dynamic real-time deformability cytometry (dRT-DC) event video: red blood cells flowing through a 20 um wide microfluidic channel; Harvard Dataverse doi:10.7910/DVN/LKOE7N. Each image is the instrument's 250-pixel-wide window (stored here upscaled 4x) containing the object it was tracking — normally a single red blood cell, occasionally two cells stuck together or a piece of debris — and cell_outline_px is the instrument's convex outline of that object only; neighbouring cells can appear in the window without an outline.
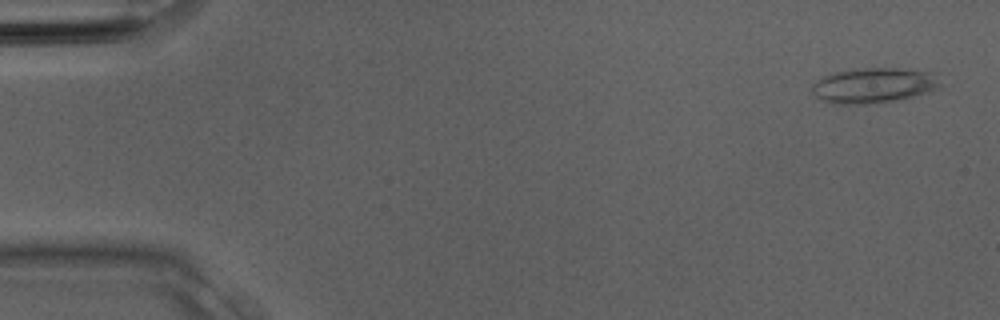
{"species": "Egyptian fruit bat (a non-hibernating species)", "species_latin": "Rousettus aegyptiacus", "temperature_condition": "room temperature", "stored_images_in_passage": 34, "segment_of_instrument_passage": [1, 2], "camera_frame_rate_fps": 3000, "um_per_image_px": 0.085, "animal": {"sex": "male"}, "frame": {"image": 1, "passage_image": 2, "time_ms": 0.333, "image_size_px": [1000, 320], "cell_outline_px": [[936, 88], [928, 92], [912, 96], [892, 100], [864, 104], [832, 104], [820, 100], [812, 92], [812, 84], [824, 76], [836, 72], [864, 68], [896, 68], [932, 72], [936, 84]], "centroid_in_image_um": [74.15, 7.26], "position_along_channel_um": 10.8, "area_um2": 25.61}}
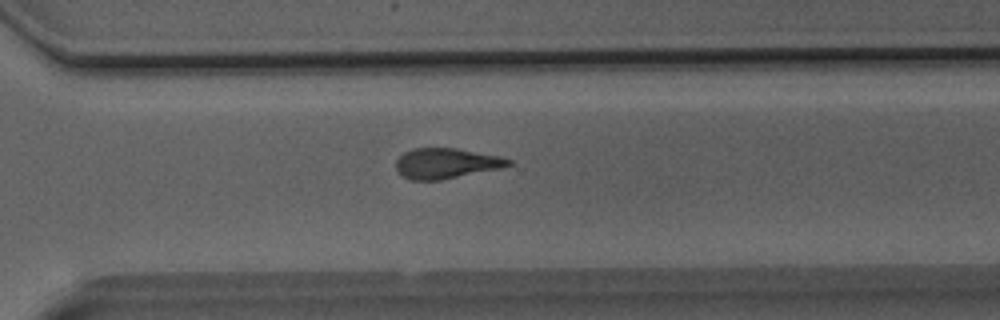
{"frame": {"image": 2, "passage_image": 24, "time_ms": 7.667, "image_size_px": [1000, 320], "cell_outline_px": [[516, 164], [500, 168], [440, 180], [412, 180], [404, 176], [396, 168], [396, 160], [404, 152], [412, 148], [456, 148], [500, 156], [512, 160]], "centroid_in_image_um": [37.95, 13.87], "position_along_channel_um": 332.6, "area_um2": 19.83}}
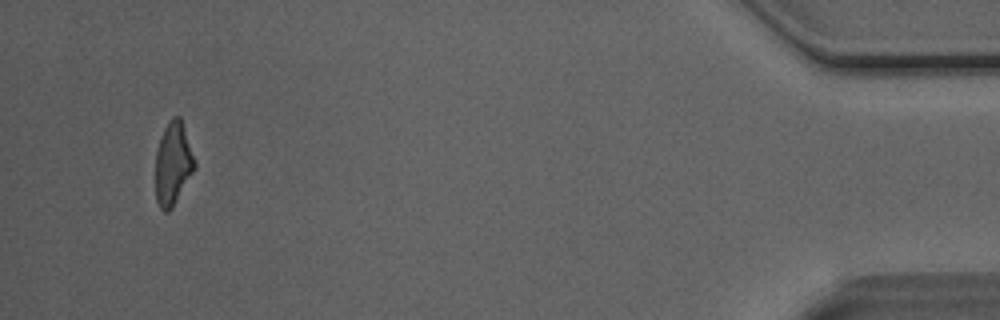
{"frame": {"image": 3, "passage_image": 32, "time_ms": 10.333, "image_size_px": [1000, 320], "cell_outline_px": [[196, 168], [172, 208], [168, 212], [164, 212], [160, 208], [156, 200], [156, 152], [160, 136], [164, 128], [172, 116], [180, 116], [196, 160]], "centroid_in_image_um": [14.72, 13.9], "position_along_channel_um": 420.5, "area_um2": 19.07}}